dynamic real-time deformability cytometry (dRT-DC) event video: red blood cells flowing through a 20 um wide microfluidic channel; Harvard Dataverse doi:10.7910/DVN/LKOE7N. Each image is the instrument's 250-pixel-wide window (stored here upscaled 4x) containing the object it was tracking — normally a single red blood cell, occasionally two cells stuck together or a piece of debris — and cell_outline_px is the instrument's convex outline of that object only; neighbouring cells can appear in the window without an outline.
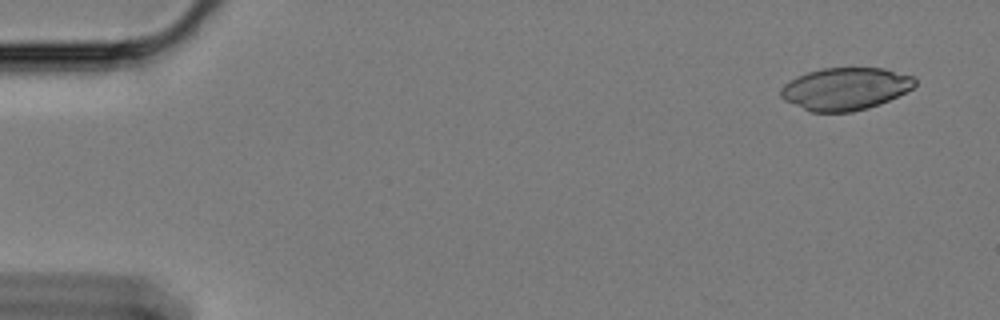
{"species": "Egyptian fruit bat (a non-hibernating species)", "species_latin": "Rousettus aegyptiacus", "temperature_condition": "cold", "stored_images_in_passage": 12, "camera_frame_rate_fps": 3000, "um_per_image_px": 0.085, "animal": {"sex": "female"}, "frame": {"image": 1, "passage_image": 4, "time_ms": 1.0, "image_size_px": [1000, 320], "cell_outline_px": [[916, 84], [912, 88], [880, 104], [868, 108], [852, 112], [812, 112], [784, 100], [780, 96], [780, 88], [784, 84], [796, 76], [820, 68], [884, 68], [912, 76], [916, 80]], "centroid_in_image_um": [71.83, 7.54], "position_along_channel_um": 13.2, "area_um2": 33.06}}